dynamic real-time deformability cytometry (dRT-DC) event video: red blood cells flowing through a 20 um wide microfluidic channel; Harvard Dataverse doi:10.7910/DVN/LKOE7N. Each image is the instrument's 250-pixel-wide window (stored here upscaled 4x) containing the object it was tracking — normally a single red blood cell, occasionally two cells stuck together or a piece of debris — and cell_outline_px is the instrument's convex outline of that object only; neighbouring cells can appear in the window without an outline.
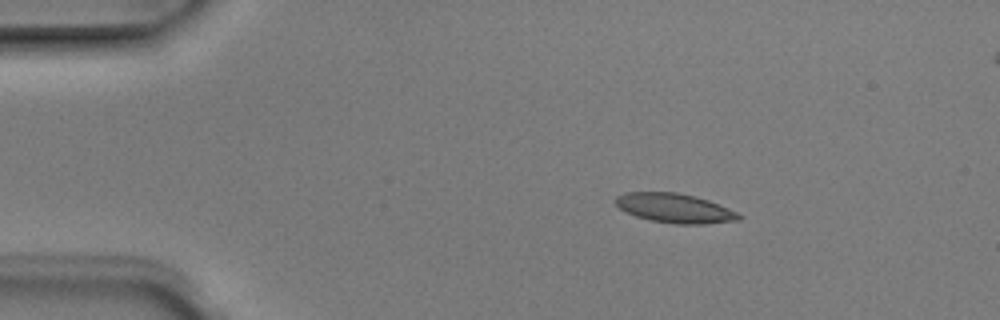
{"species": "Egyptian fruit bat (a non-hibernating species)", "species_latin": "Rousettus aegyptiacus", "temperature_condition": "room temperature", "stored_images_in_passage": 4, "camera_frame_rate_fps": 3000, "um_per_image_px": 0.085, "animal": {"sex": "male"}, "frame": {"image": 1, "passage_image": 1, "time_ms": 0.0, "image_size_px": [1000, 320], "cell_outline_px": [[744, 216], [740, 220], [704, 224], [676, 224], [652, 220], [636, 216], [620, 208], [616, 204], [616, 196], [624, 192], [676, 192], [696, 196], [708, 200], [728, 208]], "centroid_in_image_um": [57.38, 17.69], "position_along_channel_um": 27.6, "area_um2": 20.98}}
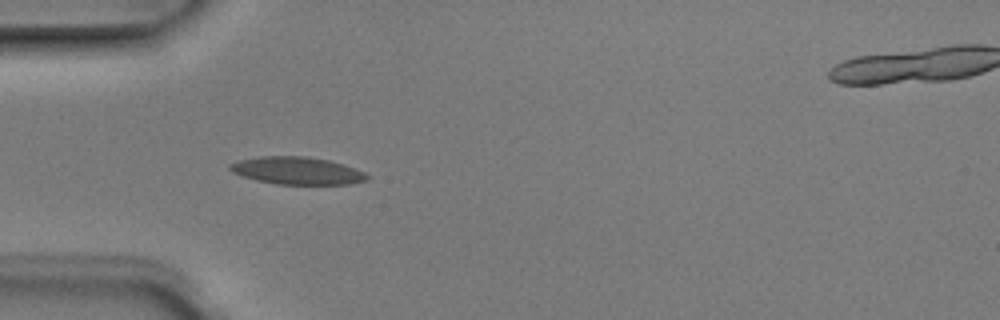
{"frame": {"image": 2, "passage_image": 3, "time_ms": 0.667, "image_size_px": [1000, 320], "cell_outline_px": [[372, 176], [368, 180], [348, 184], [276, 184], [256, 180], [232, 172], [228, 168], [228, 164], [240, 160], [260, 156], [304, 156], [328, 160], [344, 164], [356, 168]], "centroid_in_image_um": [25.28, 14.51], "position_along_channel_um": 59.7, "area_um2": 22.02}}
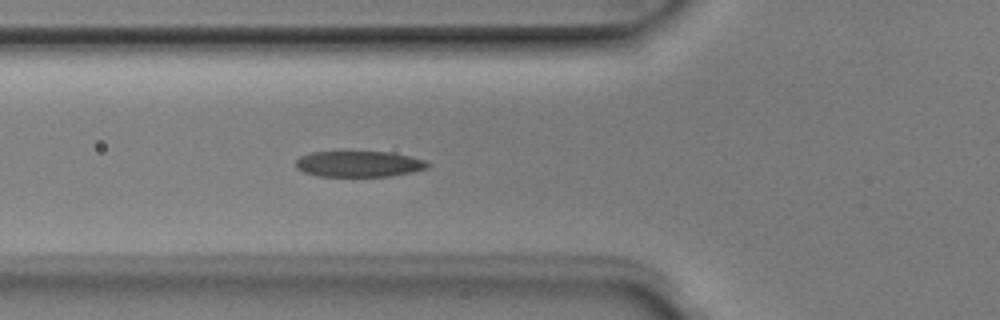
{"frame": {"image": 3, "passage_image": 4, "time_ms": 1.0, "image_size_px": [1000, 320], "cell_outline_px": [[428, 168], [412, 172], [392, 176], [320, 176], [304, 172], [296, 168], [296, 160], [300, 156], [312, 152], [388, 152], [412, 156], [428, 160]], "centroid_in_image_um": [30.54, 13.93], "position_along_channel_um": 95.3, "area_um2": 19.94}}